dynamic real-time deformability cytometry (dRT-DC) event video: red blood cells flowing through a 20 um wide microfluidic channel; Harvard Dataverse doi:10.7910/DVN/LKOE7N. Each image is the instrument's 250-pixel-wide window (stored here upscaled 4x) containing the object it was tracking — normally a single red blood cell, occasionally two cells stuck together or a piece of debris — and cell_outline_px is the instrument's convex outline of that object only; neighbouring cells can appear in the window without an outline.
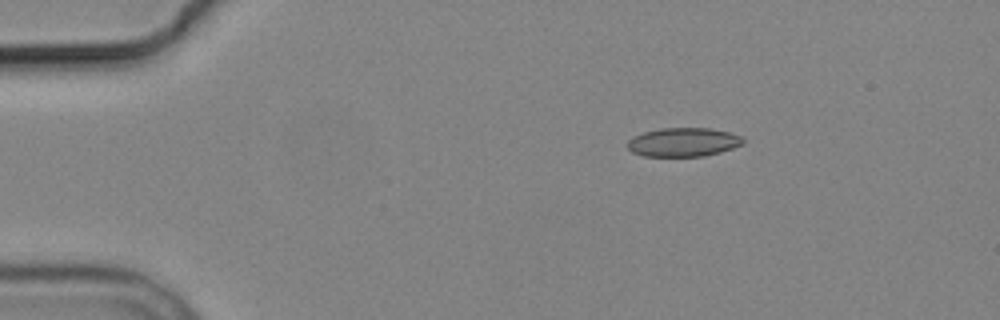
{"species": "common noctule bat (a hibernating species)", "species_latin": "Nyctalus noctula", "temperature_condition": "cold", "stored_images_in_passage": 3, "camera_frame_rate_fps": 3000, "um_per_image_px": 0.085, "animal": {"sex": "male", "body_mass_g": 19.2, "forearm_length_mm": 51.8}, "frame": {"image": 1, "passage_image": 1, "time_ms": 0.0, "image_size_px": [1000, 320], "cell_outline_px": [[744, 144], [720, 152], [704, 156], [644, 156], [632, 152], [628, 148], [628, 140], [632, 136], [644, 132], [660, 128], [708, 128], [728, 132], [740, 136], [744, 140]], "centroid_in_image_um": [58.06, 12.08], "position_along_channel_um": 26.9, "area_um2": 19.36}}